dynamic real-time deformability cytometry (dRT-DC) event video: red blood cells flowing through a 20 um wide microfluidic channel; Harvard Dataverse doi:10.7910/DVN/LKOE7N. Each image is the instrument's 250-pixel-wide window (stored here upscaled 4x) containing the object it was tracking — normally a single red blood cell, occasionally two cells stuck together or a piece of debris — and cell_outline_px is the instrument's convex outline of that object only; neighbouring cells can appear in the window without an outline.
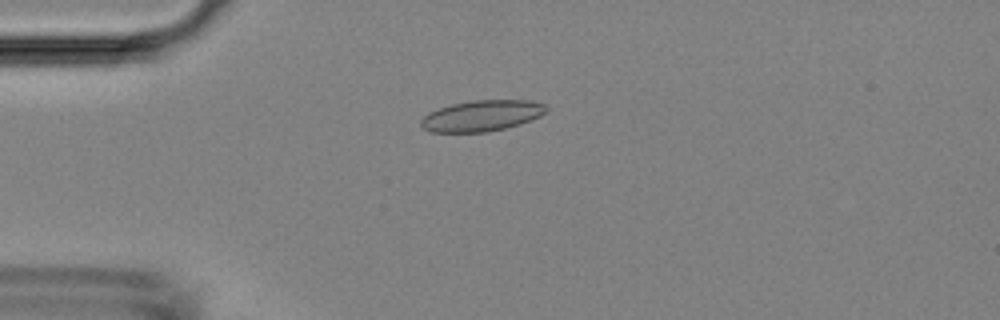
{"species": "Egyptian fruit bat (a non-hibernating species)", "species_latin": "Rousettus aegyptiacus", "temperature_condition": "room temperature", "stored_images_in_passage": 50, "camera_frame_rate_fps": 3000, "um_per_image_px": 0.085, "animal": {"sex": "female"}, "frame": {"image": 1, "passage_image": 13, "time_ms": 4.0, "image_size_px": [1000, 320], "cell_outline_px": [[548, 112], [540, 116], [520, 124], [488, 132], [428, 132], [420, 124], [420, 120], [428, 112], [452, 104], [472, 100], [528, 100], [544, 104], [548, 108]], "centroid_in_image_um": [40.95, 9.84], "position_along_channel_um": 44.0, "area_um2": 22.66}}
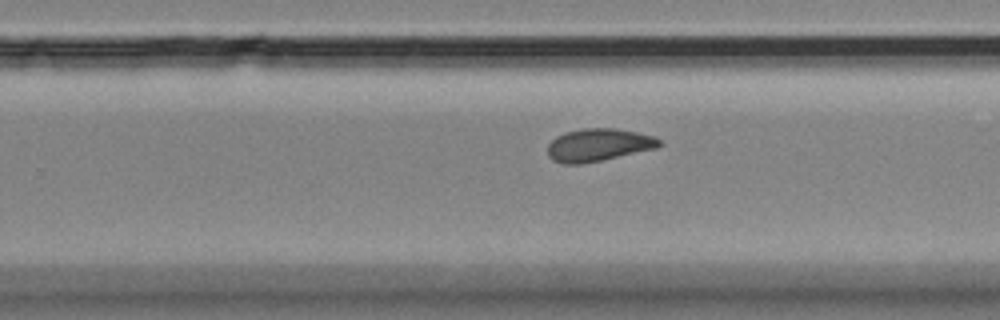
{"frame": {"image": 2, "passage_image": 32, "time_ms": 10.333, "image_size_px": [1000, 320], "cell_outline_px": [[664, 144], [656, 148], [600, 160], [580, 164], [564, 164], [552, 160], [548, 156], [548, 144], [556, 136], [564, 132], [584, 128], [616, 128], [656, 136]], "centroid_in_image_um": [50.86, 12.31], "position_along_channel_um": 278.9, "area_um2": 21.27}}
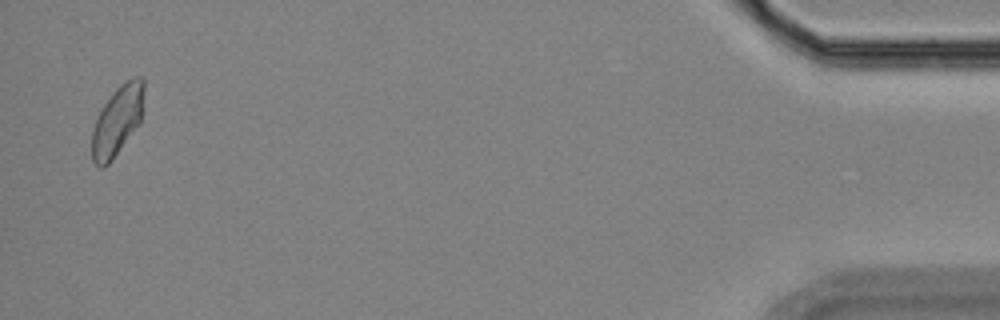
{"frame": {"image": 3, "passage_image": 49, "time_ms": 16.0, "image_size_px": [1000, 320], "cell_outline_px": [[144, 88], [140, 124], [112, 160], [104, 168], [100, 168], [92, 160], [92, 128], [104, 104], [116, 88], [124, 80], [132, 76], [140, 76], [144, 80]], "centroid_in_image_um": [9.98, 10.24], "position_along_channel_um": 425.2, "area_um2": 21.21}}